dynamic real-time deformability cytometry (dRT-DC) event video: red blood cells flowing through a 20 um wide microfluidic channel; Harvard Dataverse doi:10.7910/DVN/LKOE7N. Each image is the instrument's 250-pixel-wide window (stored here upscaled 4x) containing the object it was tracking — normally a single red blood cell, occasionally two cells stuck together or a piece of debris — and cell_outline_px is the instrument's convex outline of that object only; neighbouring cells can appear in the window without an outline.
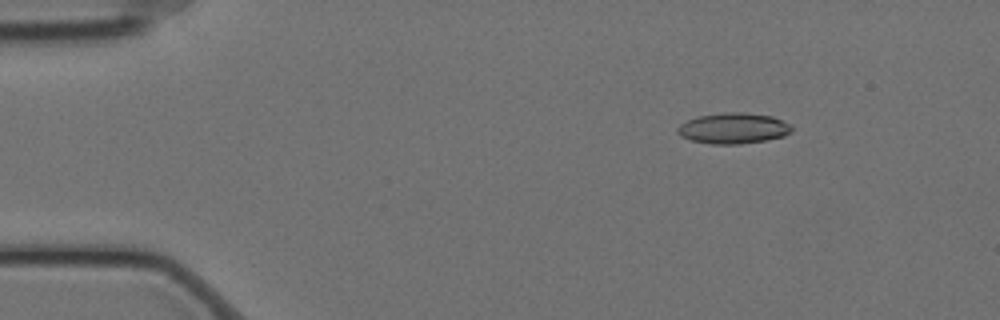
{"species": "Egyptian fruit bat (a non-hibernating species)", "species_latin": "Rousettus aegyptiacus", "temperature_condition": "cold", "stored_images_in_passage": 58, "camera_frame_rate_fps": 3000, "um_per_image_px": 0.085, "animal": {"sex": "female"}, "frame": {"image": 1, "passage_image": 8, "time_ms": 2.333, "image_size_px": [1000, 320], "cell_outline_px": [[792, 132], [784, 136], [764, 140], [740, 144], [712, 144], [692, 140], [680, 136], [676, 132], [676, 128], [680, 124], [696, 116], [724, 112], [740, 112], [772, 116], [788, 124], [792, 128]], "centroid_in_image_um": [62.29, 10.9], "position_along_channel_um": 22.7, "area_um2": 20.4}}
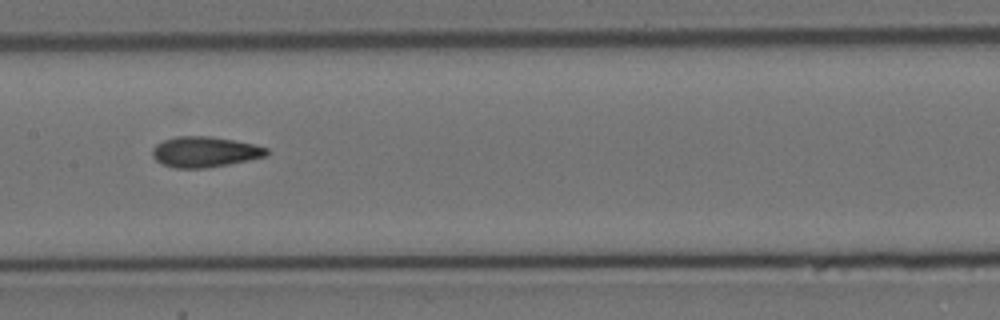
{"frame": {"image": 2, "passage_image": 29, "time_ms": 9.333, "image_size_px": [1000, 320], "cell_outline_px": [[268, 152], [264, 156], [248, 160], [228, 164], [204, 168], [176, 168], [164, 164], [156, 160], [152, 156], [152, 148], [156, 144], [164, 140], [176, 136], [208, 136], [236, 140], [268, 148]], "centroid_in_image_um": [17.38, 12.9], "position_along_channel_um": 190.0, "area_um2": 20.17}}
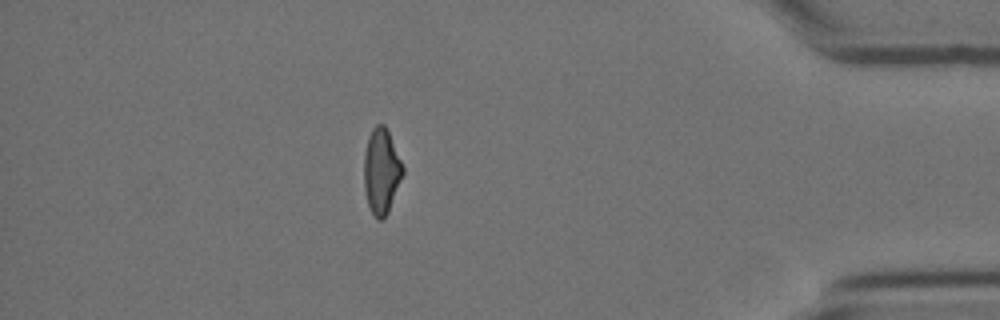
{"frame": {"image": 3, "passage_image": 51, "time_ms": 16.667, "image_size_px": [1000, 320], "cell_outline_px": [[404, 172], [388, 212], [384, 220], [376, 220], [368, 204], [364, 188], [364, 152], [368, 136], [372, 128], [376, 124], [384, 124], [388, 132], [404, 168]], "centroid_in_image_um": [32.4, 14.56], "position_along_channel_um": 402.8, "area_um2": 19.25}, "authors_computed_cell_mechanics": {"area_um2": 19.9699, "velocity_mm_per_s": 3.4822, "shape_relaxation_time_tau1_ms": 8.6884, "shape_relaxation_time_tau2_ms": 3.0146, "deformation_change_tau1": 0.1834, "deformation_change_tau2": 0.0916}}